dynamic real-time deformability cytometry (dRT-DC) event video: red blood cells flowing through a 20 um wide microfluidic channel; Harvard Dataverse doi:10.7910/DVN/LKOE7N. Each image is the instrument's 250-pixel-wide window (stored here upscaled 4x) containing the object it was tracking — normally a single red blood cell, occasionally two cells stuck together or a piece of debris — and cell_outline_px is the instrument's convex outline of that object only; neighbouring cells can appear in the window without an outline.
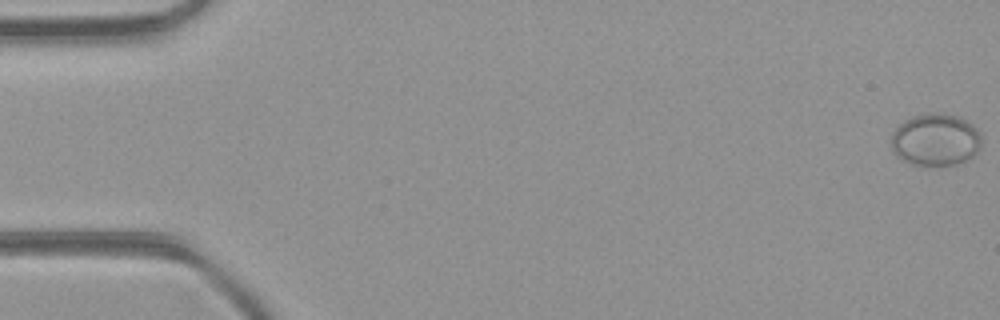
{"species": "common noctule bat (a hibernating species)", "species_latin": "Nyctalus noctula", "temperature_condition": "room temperature", "stored_images_in_passage": 48, "camera_frame_rate_fps": 3000, "um_per_image_px": 0.085, "animal": {"sex": "female", "body_mass_g": 21.9}, "frame": {"image": 1, "passage_image": 1, "time_ms": 0.0, "image_size_px": [1000, 320], "cell_outline_px": [[980, 148], [976, 156], [956, 164], [908, 164], [892, 148], [892, 132], [904, 120], [912, 116], [960, 116], [972, 124], [980, 132]], "centroid_in_image_um": [79.56, 11.91], "position_along_channel_um": 5.4, "area_um2": 26.65}}
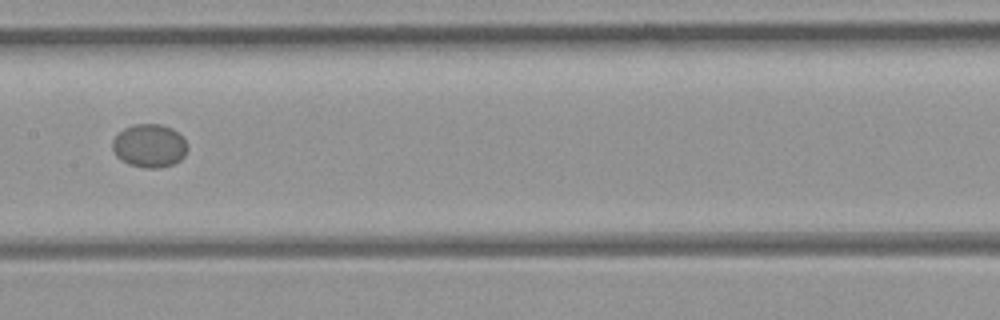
{"frame": {"image": 2, "passage_image": 25, "time_ms": 8.0, "image_size_px": [1000, 320], "cell_outline_px": [[188, 148], [184, 156], [180, 160], [172, 164], [160, 168], [144, 168], [128, 164], [120, 160], [116, 156], [112, 148], [112, 140], [124, 128], [132, 124], [160, 124], [172, 128], [184, 140]], "centroid_in_image_um": [12.67, 12.4], "position_along_channel_um": 194.7, "area_um2": 18.96}}
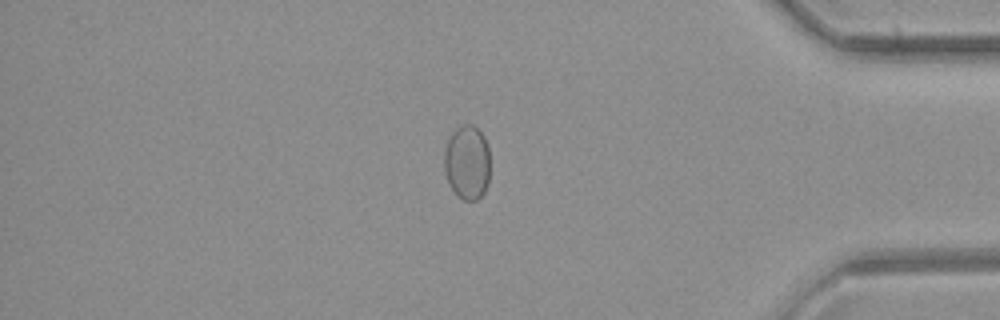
{"frame": {"image": 3, "passage_image": 41, "time_ms": 13.333, "image_size_px": [1000, 320], "cell_outline_px": [[488, 184], [484, 192], [476, 200], [464, 200], [456, 196], [444, 172], [444, 148], [452, 132], [456, 128], [464, 124], [472, 124], [484, 136], [488, 148]], "centroid_in_image_um": [39.68, 13.8], "position_along_channel_um": 395.5, "area_um2": 19.83}}